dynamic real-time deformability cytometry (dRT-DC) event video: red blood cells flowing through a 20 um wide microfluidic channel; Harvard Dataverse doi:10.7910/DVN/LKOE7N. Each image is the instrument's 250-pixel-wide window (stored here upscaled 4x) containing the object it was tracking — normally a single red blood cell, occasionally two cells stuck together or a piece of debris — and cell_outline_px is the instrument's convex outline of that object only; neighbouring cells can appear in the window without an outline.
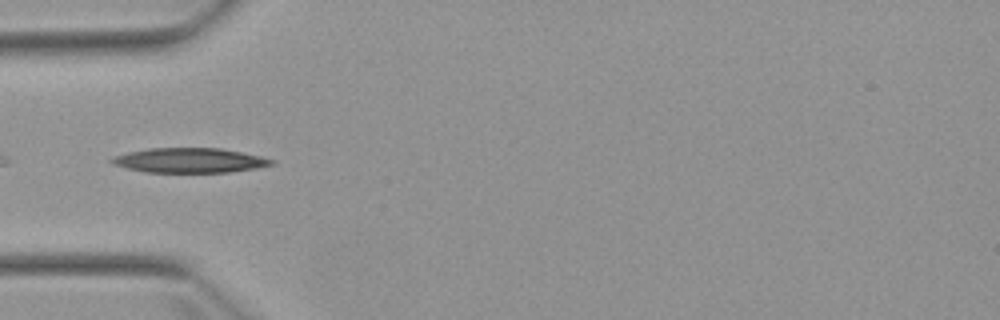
{"species": "Egyptian fruit bat (a non-hibernating species)", "species_latin": "Rousettus aegyptiacus", "temperature_condition": "warm", "stored_images_in_passage": 4, "camera_frame_rate_fps": 3000, "um_per_image_px": 0.085, "animal": {"sex": "female"}, "frame": {"image": 1, "passage_image": 2, "time_ms": 1.333, "image_size_px": [1000, 320], "cell_outline_px": [[276, 164], [256, 168], [228, 172], [144, 172], [112, 164], [108, 160], [116, 156], [128, 152], [148, 148], [220, 148], [260, 156], [276, 160]], "centroid_in_image_um": [16.13, 13.63], "position_along_channel_um": 68.9, "area_um2": 22.95}}
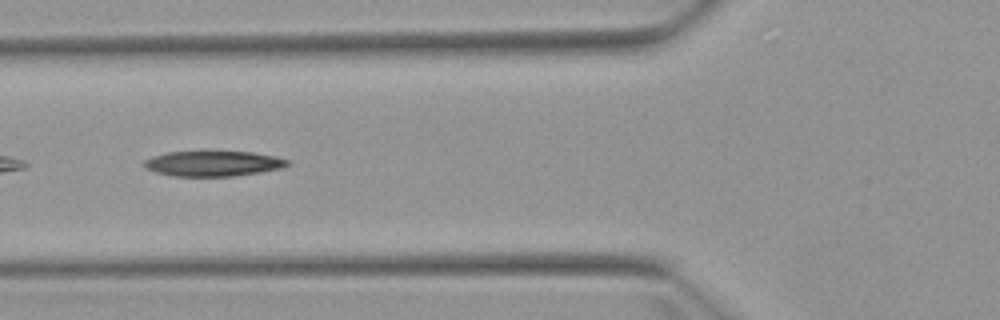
{"frame": {"image": 2, "passage_image": 3, "time_ms": 2.333, "image_size_px": [1000, 320], "cell_outline_px": [[292, 164], [284, 168], [260, 172], [232, 176], [172, 176], [156, 172], [144, 168], [144, 160], [152, 156], [168, 152], [252, 152], [272, 156], [288, 160]], "centroid_in_image_um": [18.12, 13.91], "position_along_channel_um": 107.7, "area_um2": 21.04}}
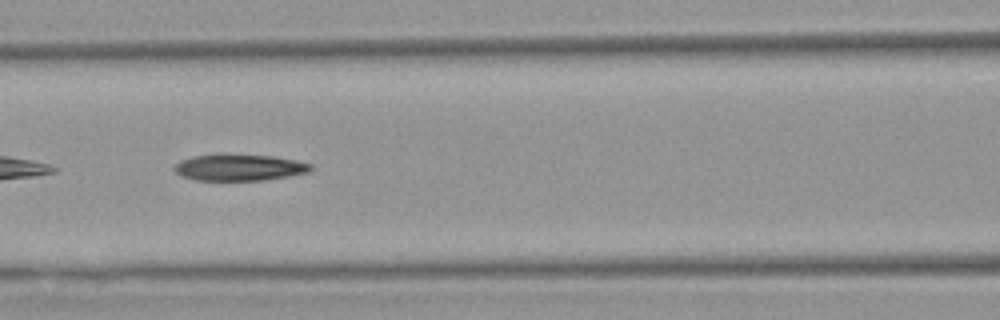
{"frame": {"image": 3, "passage_image": 4, "time_ms": 3.333, "image_size_px": [1000, 320], "cell_outline_px": [[312, 168], [308, 172], [288, 176], [264, 180], [196, 180], [184, 176], [176, 172], [176, 164], [192, 156], [272, 156], [296, 160], [312, 164]], "centroid_in_image_um": [20.42, 14.26], "position_along_channel_um": 146.2, "area_um2": 20.06}}